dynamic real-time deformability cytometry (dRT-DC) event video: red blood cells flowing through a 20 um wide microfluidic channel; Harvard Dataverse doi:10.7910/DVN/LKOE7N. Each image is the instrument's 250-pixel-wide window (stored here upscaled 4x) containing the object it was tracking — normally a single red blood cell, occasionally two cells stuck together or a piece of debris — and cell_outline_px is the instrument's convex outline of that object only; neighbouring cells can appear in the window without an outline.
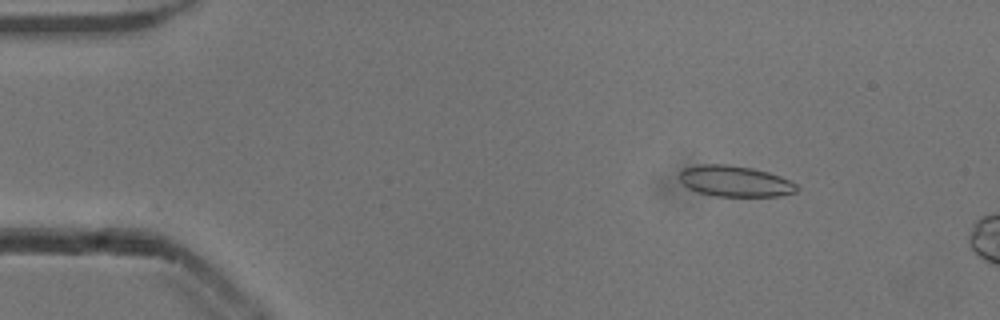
{"species": "common noctule bat (a hibernating species)", "species_latin": "Nyctalus noctula", "temperature_condition": "cold", "stored_images_in_passage": 17, "camera_frame_rate_fps": 3000, "um_per_image_px": 0.085, "animal": {"sex": "male", "body_mass_g": 13.3}, "frame": {"image": 1, "passage_image": 8, "time_ms": 2.333, "image_size_px": [1000, 320], "cell_outline_px": [[800, 188], [796, 192], [780, 196], [716, 196], [696, 192], [688, 188], [676, 176], [684, 168], [700, 164], [728, 164], [752, 168], [768, 172], [780, 176], [796, 184]], "centroid_in_image_um": [62.45, 15.4], "position_along_channel_um": 22.6, "area_um2": 21.33}}